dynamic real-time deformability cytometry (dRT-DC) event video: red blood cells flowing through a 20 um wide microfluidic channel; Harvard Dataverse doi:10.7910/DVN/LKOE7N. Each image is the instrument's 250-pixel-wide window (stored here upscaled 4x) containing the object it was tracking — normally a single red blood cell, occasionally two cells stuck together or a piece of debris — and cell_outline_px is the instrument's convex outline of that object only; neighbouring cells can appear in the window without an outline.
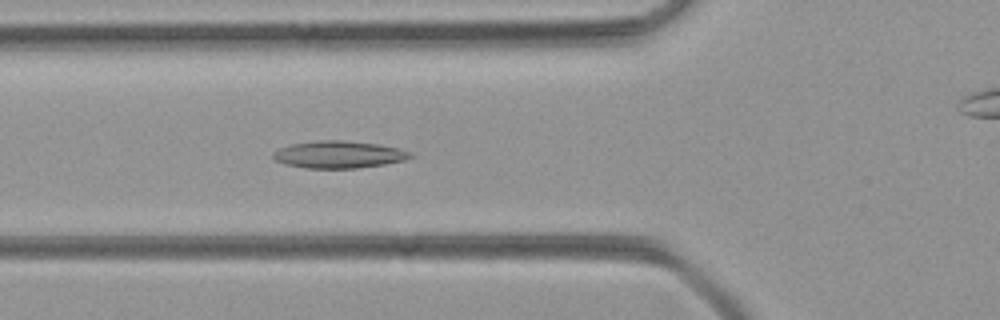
{"species": "common noctule bat (a hibernating species)", "species_latin": "Nyctalus noctula", "temperature_condition": "room temperature", "stored_images_in_passage": 13, "camera_frame_rate_fps": 3000, "um_per_image_px": 0.085, "animal": {"sex": "female", "body_mass_g": 21.9}, "frame": {"image": 1, "passage_image": 6, "time_ms": 1.667, "image_size_px": [1000, 320], "cell_outline_px": [[412, 156], [404, 160], [384, 164], [356, 168], [304, 168], [284, 164], [276, 160], [272, 156], [272, 152], [280, 148], [292, 144], [320, 140], [340, 140], [376, 144], [400, 148], [412, 152]], "centroid_in_image_um": [28.78, 13.14], "position_along_channel_um": 97.0, "area_um2": 21.62}}
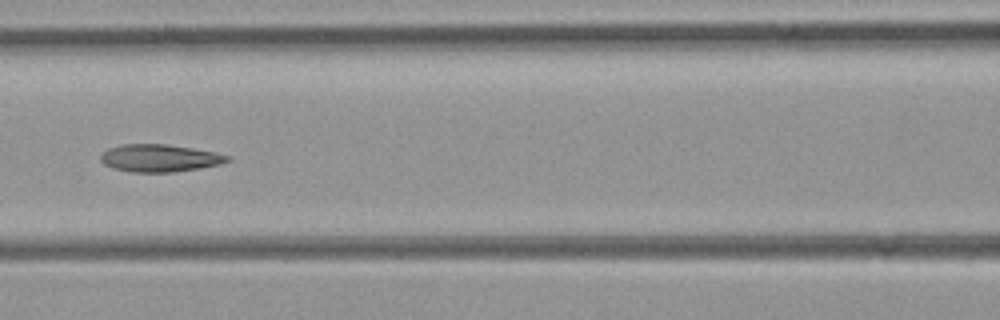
{"frame": {"image": 2, "passage_image": 10, "time_ms": 3.0, "image_size_px": [1000, 320], "cell_outline_px": [[232, 160], [220, 164], [200, 168], [172, 172], [132, 172], [112, 168], [104, 164], [100, 160], [100, 156], [108, 148], [120, 144], [168, 144], [192, 148], [232, 156]], "centroid_in_image_um": [13.56, 13.43], "position_along_channel_um": 153.0, "area_um2": 20.35}}